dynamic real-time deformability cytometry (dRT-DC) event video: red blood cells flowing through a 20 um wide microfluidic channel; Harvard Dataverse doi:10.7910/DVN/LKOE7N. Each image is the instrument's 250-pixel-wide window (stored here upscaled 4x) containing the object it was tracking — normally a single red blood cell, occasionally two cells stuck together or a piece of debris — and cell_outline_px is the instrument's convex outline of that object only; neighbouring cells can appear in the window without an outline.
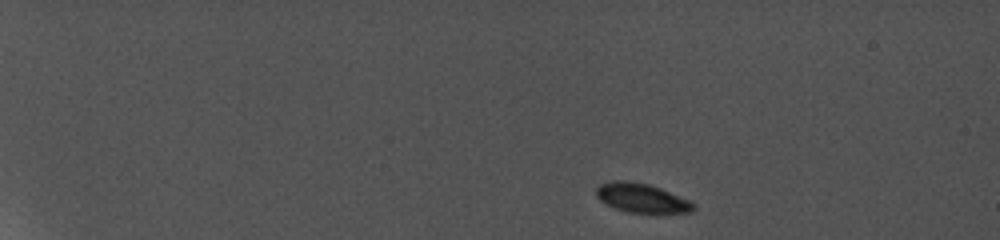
{"species": "common noctule bat (a hibernating species)", "species_latin": "Nyctalus noctula", "temperature_condition": "cold", "stored_images_in_passage": 8, "camera_frame_rate_fps": 5000, "um_per_image_px": 0.085, "animal": {"sex": "female", "body_mass_g": 19.0, "forearm_length_mm": 56.7}, "frame": {"image": 1, "passage_image": 1, "time_ms": 0.0, "image_size_px": [1000, 240], "cell_outline_px": [[696, 208], [692, 212], [656, 216], [628, 212], [612, 208], [604, 204], [596, 196], [596, 188], [600, 184], [612, 180], [624, 180], [648, 184], [660, 188], [692, 200], [696, 204]], "centroid_in_image_um": [54.62, 16.89], "position_along_channel_um": 30.4, "area_um2": 17.63}}
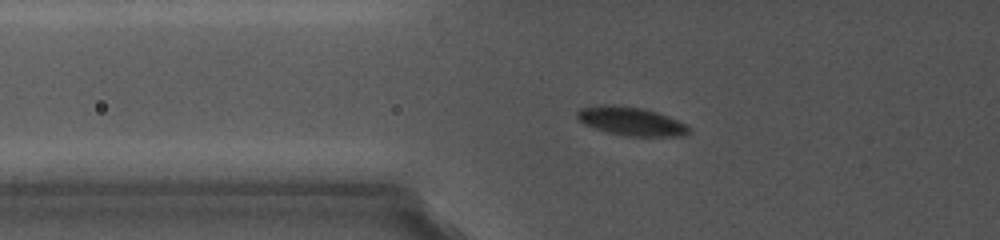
{"frame": {"image": 2, "passage_image": 6, "time_ms": 4.6, "image_size_px": [1000, 240], "cell_outline_px": [[688, 132], [684, 136], [624, 136], [608, 132], [584, 124], [576, 116], [580, 108], [640, 108], [656, 112], [676, 120], [684, 124], [688, 128]], "centroid_in_image_um": [53.7, 10.38], "position_along_channel_um": 72.1, "area_um2": 17.22}}